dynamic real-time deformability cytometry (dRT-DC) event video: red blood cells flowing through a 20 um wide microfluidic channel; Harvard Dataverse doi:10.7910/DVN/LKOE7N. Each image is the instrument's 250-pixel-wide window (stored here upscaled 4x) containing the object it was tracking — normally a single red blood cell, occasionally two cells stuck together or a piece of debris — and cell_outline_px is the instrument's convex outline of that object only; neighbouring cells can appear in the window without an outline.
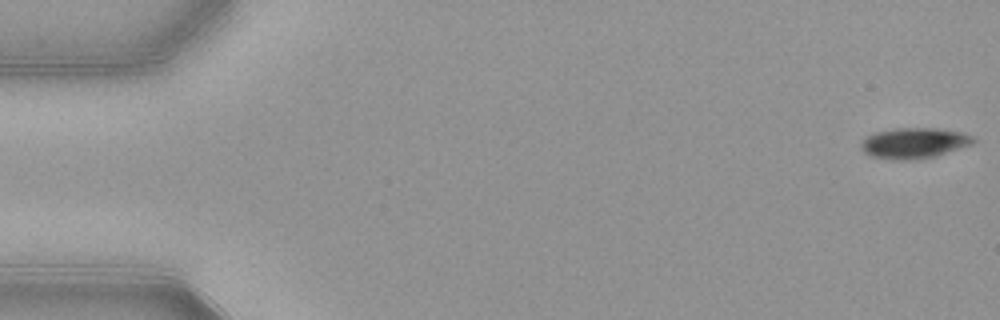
{"species": "common noctule bat (a hibernating species)", "species_latin": "Nyctalus noctula", "temperature_condition": "warm", "stored_images_in_passage": 53, "camera_frame_rate_fps": 3000, "um_per_image_px": 0.085, "animal": {"sex": "female", "body_mass_g": 21.9}, "frame": {"image": 1, "passage_image": 1, "time_ms": 0.0, "image_size_px": [1000, 320], "cell_outline_px": [[976, 140], [972, 144], [936, 156], [916, 160], [892, 160], [872, 156], [864, 152], [860, 148], [860, 144], [868, 136], [876, 132], [896, 128], [936, 128], [964, 132], [976, 136]], "centroid_in_image_um": [77.74, 12.16], "position_along_channel_um": 7.3, "area_um2": 20.23}}
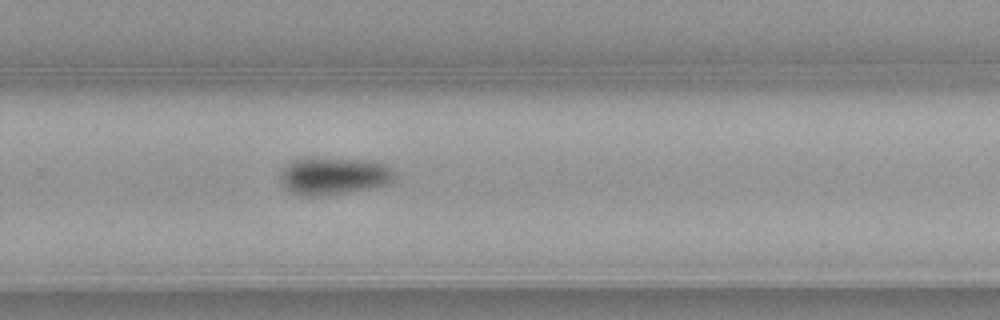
{"frame": {"image": 2, "passage_image": 35, "time_ms": 11.333, "image_size_px": [1000, 320], "cell_outline_px": [[396, 176], [392, 180], [384, 184], [368, 188], [320, 196], [304, 196], [292, 192], [284, 188], [280, 180], [280, 176], [284, 168], [288, 164], [296, 160], [372, 160], [384, 164]], "centroid_in_image_um": [28.34, 14.99], "position_along_channel_um": 301.5, "area_um2": 23.76}}
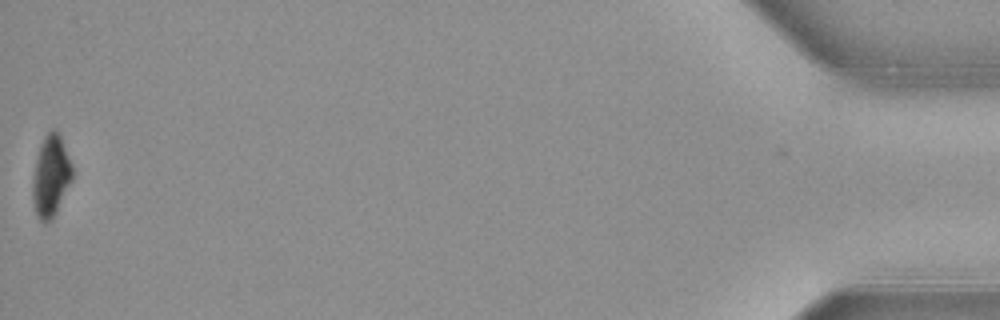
{"frame": {"image": 3, "passage_image": 53, "time_ms": 17.333, "image_size_px": [1000, 320], "cell_outline_px": [[72, 180], [52, 220], [44, 224], [40, 220], [36, 212], [32, 200], [32, 176], [40, 144], [44, 136], [52, 128], [56, 128], [60, 136], [72, 164]], "centroid_in_image_um": [4.31, 14.97], "position_along_channel_um": 430.9, "area_um2": 18.9}, "authors_computed_cell_mechanics": {"area_um2": 22.253, "velocity_mm_per_s": 3.9007, "shape_relaxation_time_tau1_ms": 1.9402, "shape_relaxation_time_tau2_ms": null, "deformation_change_tau1": 0.0923, "deformation_change_tau2": null}}